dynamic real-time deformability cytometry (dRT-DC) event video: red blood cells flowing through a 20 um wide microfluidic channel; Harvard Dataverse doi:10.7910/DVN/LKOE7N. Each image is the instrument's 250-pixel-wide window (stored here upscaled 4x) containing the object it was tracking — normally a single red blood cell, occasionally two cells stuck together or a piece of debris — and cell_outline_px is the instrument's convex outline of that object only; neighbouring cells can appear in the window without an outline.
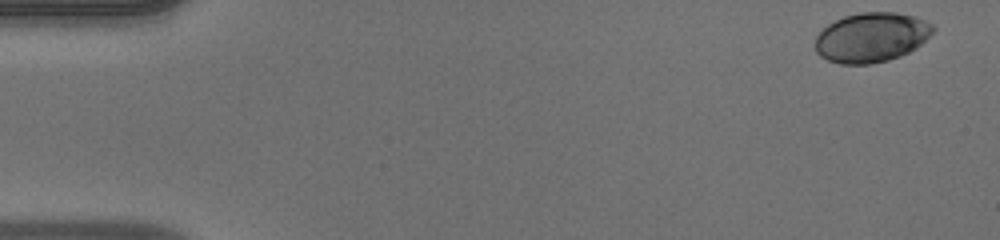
{"species": "human", "species_latin": "Homo sapiens", "temperature_condition": "warm", "stored_images_in_passage": 50, "camera_frame_rate_fps": 3000, "um_per_image_px": 0.085, "donor": {"sex": "male"}, "frame": {"image": 1, "passage_image": 1, "time_ms": 0.0, "image_size_px": [1000, 240], "cell_outline_px": [[936, 28], [916, 48], [900, 56], [888, 60], [872, 64], [840, 64], [828, 60], [820, 56], [816, 52], [816, 36], [828, 24], [844, 16], [860, 12], [896, 12], [912, 16], [924, 20], [932, 24]], "centroid_in_image_um": [74.06, 3.18], "position_along_channel_um": 10.9, "area_um2": 33.93}}
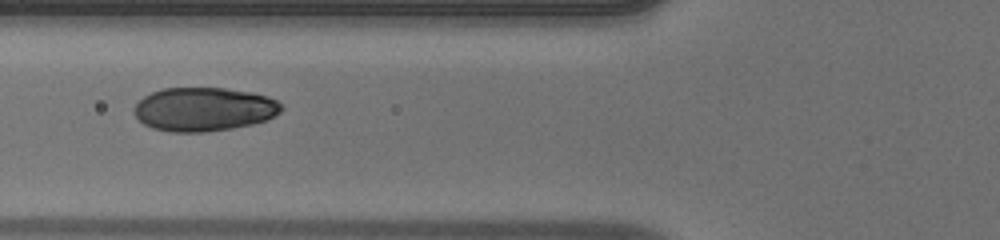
{"frame": {"image": 2, "passage_image": 19, "time_ms": 6.0, "image_size_px": [1000, 240], "cell_outline_px": [[284, 108], [280, 112], [264, 120], [252, 124], [232, 128], [200, 132], [172, 132], [152, 128], [144, 124], [132, 112], [132, 108], [144, 96], [152, 92], [164, 88], [224, 88], [252, 92], [268, 96], [276, 100]], "centroid_in_image_um": [17.31, 9.28], "position_along_channel_um": 108.5, "area_um2": 37.45}}
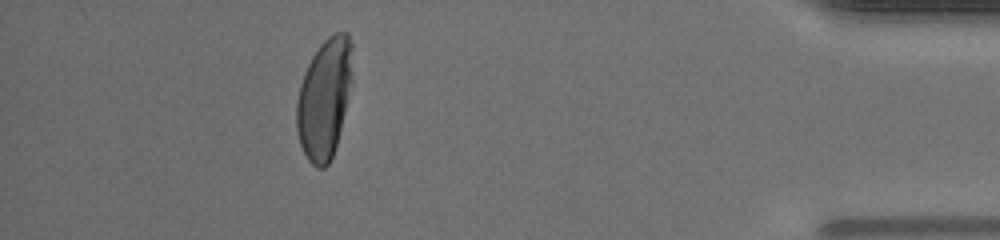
{"frame": {"image": 3, "passage_image": 45, "time_ms": 14.667, "image_size_px": [1000, 240], "cell_outline_px": [[352, 80], [336, 144], [332, 156], [328, 164], [324, 168], [316, 168], [308, 160], [300, 144], [296, 128], [296, 100], [300, 84], [304, 72], [312, 56], [320, 44], [328, 36], [336, 32], [348, 32], [352, 44]], "centroid_in_image_um": [27.56, 8.33], "position_along_channel_um": 407.6, "area_um2": 38.96}, "authors_computed_cell_mechanics": {"area_um2": 37.7723, "velocity_mm_per_s": 4.0319, "shape_relaxation_time_tau1_ms": 3.4516, "shape_relaxation_time_tau2_ms": 0.7699, "deformation_change_tau1": 0.1475, "deformation_change_tau2": 0.0395}}